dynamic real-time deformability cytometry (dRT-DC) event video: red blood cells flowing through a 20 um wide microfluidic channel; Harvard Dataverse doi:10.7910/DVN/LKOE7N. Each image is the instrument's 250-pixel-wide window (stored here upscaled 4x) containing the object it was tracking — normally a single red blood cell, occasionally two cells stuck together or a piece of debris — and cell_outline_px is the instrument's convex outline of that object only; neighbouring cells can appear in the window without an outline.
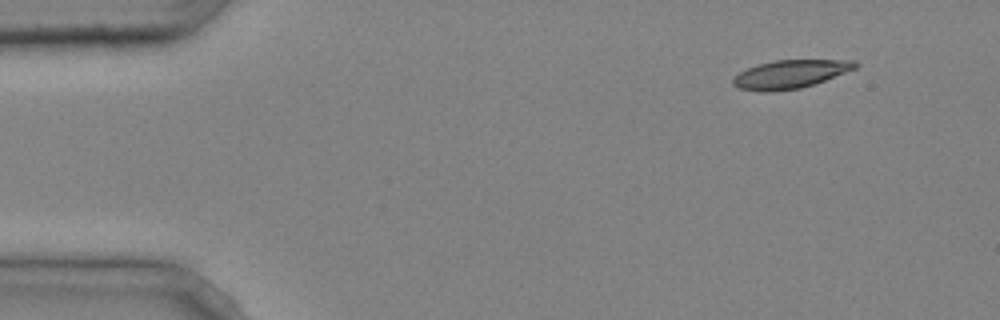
{"species": "common noctule bat (a hibernating species)", "species_latin": "Nyctalus noctula", "temperature_condition": "cold", "stored_images_in_passage": 4, "camera_frame_rate_fps": 3000, "um_per_image_px": 0.085, "animal": {"sex": "male", "body_mass_g": 20.4}, "frame": {"image": 1, "passage_image": 1, "time_ms": 0.0, "image_size_px": [1000, 320], "cell_outline_px": [[860, 64], [856, 68], [824, 80], [800, 88], [772, 92], [764, 92], [740, 88], [732, 84], [732, 80], [740, 72], [748, 68], [760, 64], [776, 60], [856, 60]], "centroid_in_image_um": [67.19, 6.3], "position_along_channel_um": 17.8, "area_um2": 19.88}}
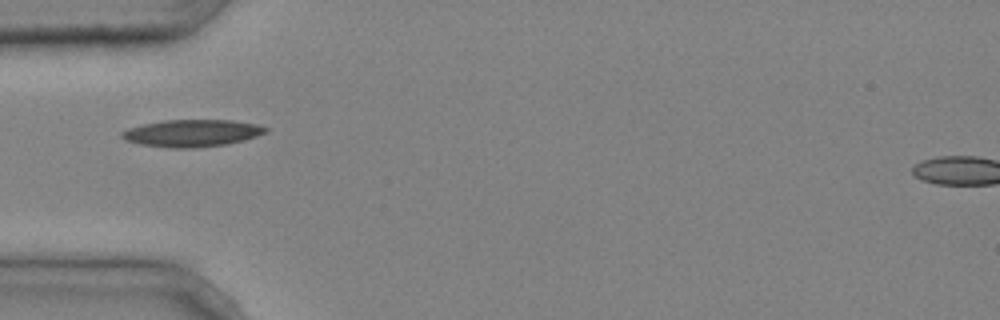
{"frame": {"image": 2, "passage_image": 3, "time_ms": 0.667, "image_size_px": [1000, 320], "cell_outline_px": [[268, 132], [244, 140], [224, 144], [196, 148], [168, 148], [140, 144], [124, 140], [120, 136], [120, 132], [128, 128], [144, 124], [164, 120], [232, 120], [256, 124], [268, 128]], "centroid_in_image_um": [16.29, 11.32], "position_along_channel_um": 68.7, "area_um2": 22.77}}